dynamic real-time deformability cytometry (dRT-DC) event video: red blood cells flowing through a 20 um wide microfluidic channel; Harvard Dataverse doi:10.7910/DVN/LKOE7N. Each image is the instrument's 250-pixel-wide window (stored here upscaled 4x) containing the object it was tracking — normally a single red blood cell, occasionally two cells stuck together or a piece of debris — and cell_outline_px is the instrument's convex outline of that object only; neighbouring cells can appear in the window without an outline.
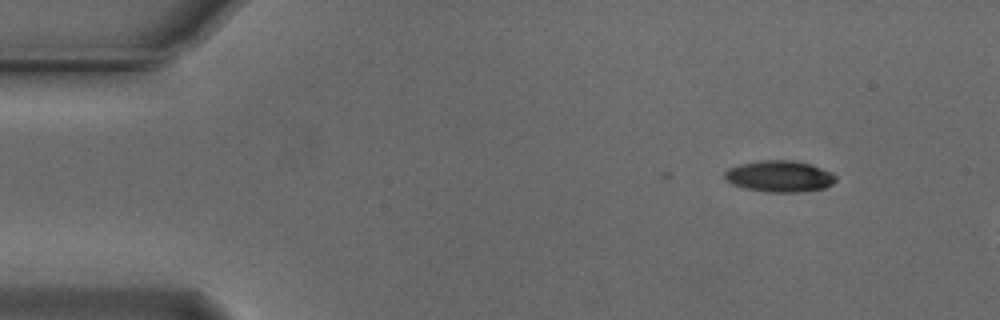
{"species": "Egyptian fruit bat (a non-hibernating species)", "species_latin": "Rousettus aegyptiacus", "temperature_condition": "cold", "stored_images_in_passage": 4, "camera_frame_rate_fps": 3000, "um_per_image_px": 0.085, "animal": {"sex": "male"}, "frame": {"image": 1, "passage_image": 1, "time_ms": 0.0, "image_size_px": [1000, 320], "cell_outline_px": [[836, 180], [832, 184], [824, 188], [800, 192], [768, 192], [748, 188], [732, 184], [724, 176], [724, 172], [728, 168], [740, 164], [756, 160], [796, 160], [812, 164], [832, 172], [836, 176]], "centroid_in_image_um": [66.29, 14.96], "position_along_channel_um": 18.7, "area_um2": 20.4}}